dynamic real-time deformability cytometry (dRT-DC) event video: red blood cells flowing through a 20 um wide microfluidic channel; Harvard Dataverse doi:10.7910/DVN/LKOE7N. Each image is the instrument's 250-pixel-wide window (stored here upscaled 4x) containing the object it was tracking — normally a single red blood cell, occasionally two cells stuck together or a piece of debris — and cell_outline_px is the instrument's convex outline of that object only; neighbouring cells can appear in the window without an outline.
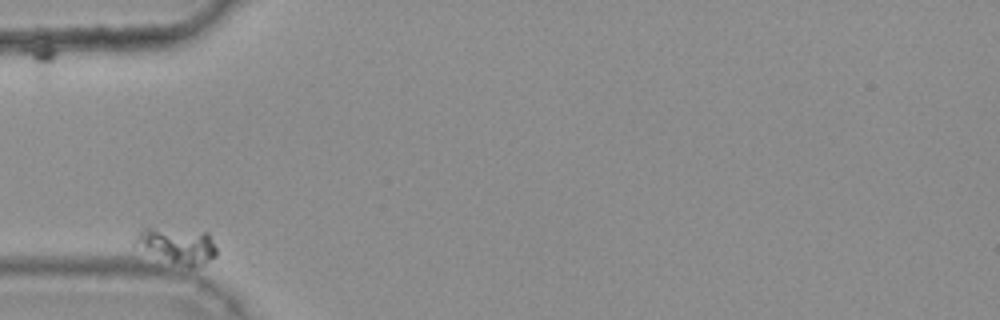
{"species": "common noctule bat (a hibernating species)", "species_latin": "Nyctalus noctula", "temperature_condition": "warm", "stored_images_in_passage": 36, "camera_frame_rate_fps": 3000, "um_per_image_px": 0.085, "animal": {"sex": "female", "body_mass_g": 25.1}, "frame": {"image": 1, "passage_image": 1, "time_ms": 0.0, "image_size_px": [1000, 320], "cell_outline_px": [[216, 256], [204, 264], [192, 268], [188, 268], [132, 244], [136, 236], [144, 228], [152, 228], [208, 232], [216, 248]], "centroid_in_image_um": [15.13, 20.88], "position_along_channel_um": 69.9, "area_um2": 16.47}}
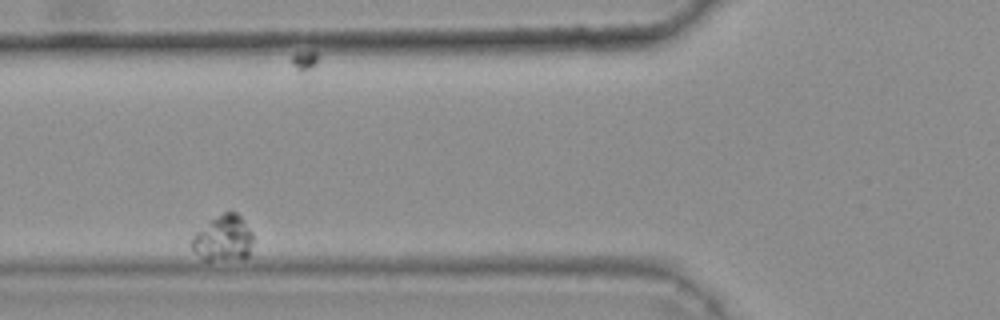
{"frame": {"image": 2, "passage_image": 6, "time_ms": 1.667, "image_size_px": [1000, 320], "cell_outline_px": [[252, 244], [248, 256], [244, 260], [204, 260], [192, 248], [192, 236], [196, 232], [212, 220], [224, 212], [236, 212], [240, 216], [252, 232]], "centroid_in_image_um": [19.01, 20.29], "position_along_channel_um": 106.8, "area_um2": 16.24}}
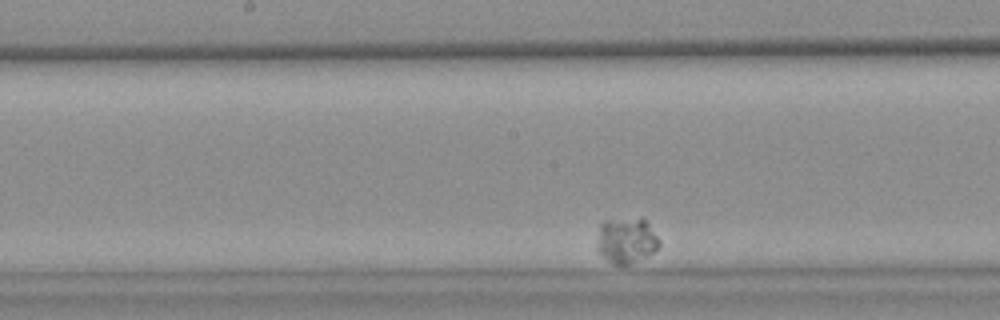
{"frame": {"image": 3, "passage_image": 17, "time_ms": 5.333, "image_size_px": [1000, 320], "cell_outline_px": [[660, 244], [648, 256], [628, 264], [612, 264], [596, 248], [600, 224], [604, 220], [644, 220], [648, 224], [660, 240]], "centroid_in_image_um": [53.22, 20.46], "position_along_channel_um": 195.0, "area_um2": 16.01}}